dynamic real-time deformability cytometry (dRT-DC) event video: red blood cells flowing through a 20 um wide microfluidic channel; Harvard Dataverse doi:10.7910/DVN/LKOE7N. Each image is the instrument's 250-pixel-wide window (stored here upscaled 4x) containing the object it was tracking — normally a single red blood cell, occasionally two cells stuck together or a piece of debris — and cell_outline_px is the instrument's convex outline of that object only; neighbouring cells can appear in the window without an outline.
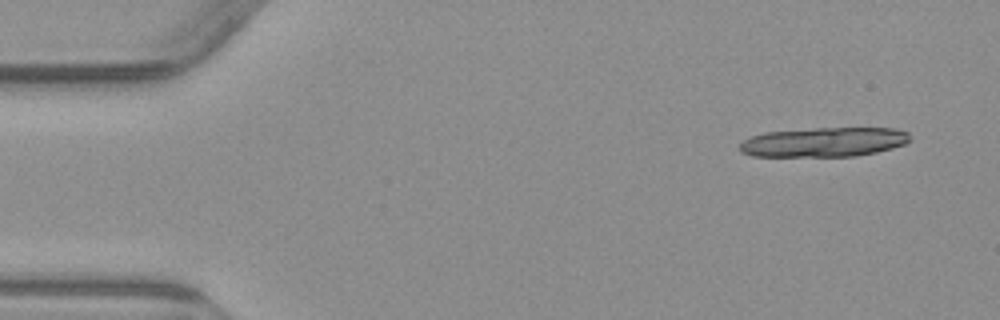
{"species": "common noctule bat (a hibernating species)", "species_latin": "Nyctalus noctula", "temperature_condition": "warm", "stored_images_in_passage": 3, "camera_frame_rate_fps": 3000, "um_per_image_px": 0.085, "animal": {"sex": "male", "body_mass_g": 23.1, "forearm_length_mm": 52.7}, "frame": {"image": 1, "passage_image": 1, "time_ms": 0.0, "image_size_px": [1000, 320], "cell_outline_px": [[912, 140], [904, 144], [892, 148], [876, 152], [856, 156], [752, 156], [740, 152], [740, 144], [744, 140], [752, 136], [764, 132], [816, 128], [892, 128], [908, 132]], "centroid_in_image_um": [70.04, 12.07], "position_along_channel_um": 15.0, "area_um2": 29.25}}